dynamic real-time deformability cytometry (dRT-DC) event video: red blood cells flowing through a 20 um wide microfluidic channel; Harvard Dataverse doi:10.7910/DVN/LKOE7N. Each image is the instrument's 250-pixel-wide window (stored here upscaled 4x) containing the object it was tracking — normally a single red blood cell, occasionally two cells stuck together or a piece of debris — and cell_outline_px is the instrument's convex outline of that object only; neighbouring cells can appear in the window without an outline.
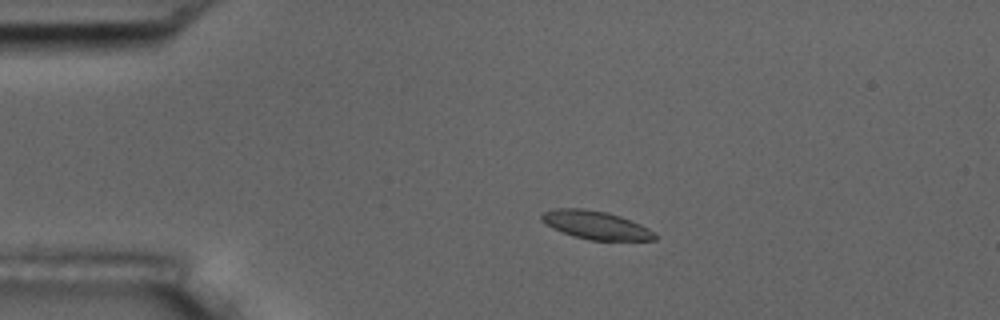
{"species": "common noctule bat (a hibernating species)", "species_latin": "Nyctalus noctula", "temperature_condition": "room temperature", "stored_images_in_passage": 4, "camera_frame_rate_fps": 3000, "um_per_image_px": 0.085, "animal": {"sex": "male", "body_mass_g": 17.5, "forearm_length_mm": 52.3}, "frame": {"image": 1, "passage_image": 3, "time_ms": 2.333, "image_size_px": [1000, 320], "cell_outline_px": [[656, 240], [588, 240], [572, 236], [552, 228], [544, 224], [540, 220], [540, 212], [556, 208], [580, 208], [608, 212], [620, 216], [640, 224], [656, 232]], "centroid_in_image_um": [50.59, 19.12], "position_along_channel_um": 34.4, "area_um2": 18.9}}